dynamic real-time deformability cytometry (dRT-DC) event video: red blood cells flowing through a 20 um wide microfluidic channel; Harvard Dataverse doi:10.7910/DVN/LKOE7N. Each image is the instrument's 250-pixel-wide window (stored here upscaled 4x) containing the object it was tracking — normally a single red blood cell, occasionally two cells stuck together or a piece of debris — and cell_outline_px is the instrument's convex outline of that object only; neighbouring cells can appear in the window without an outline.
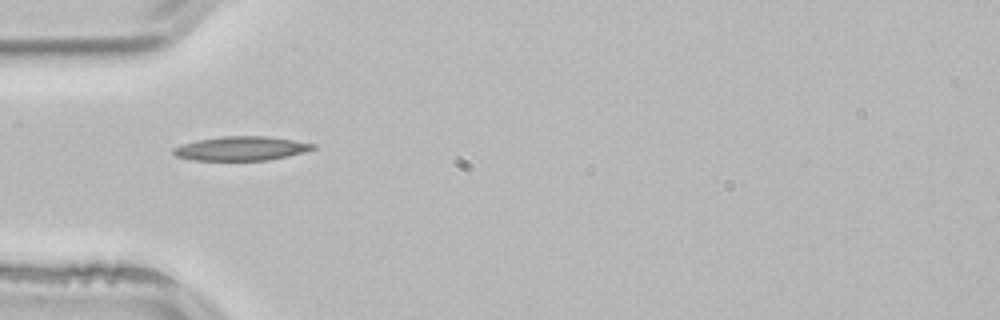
{"species": "common noctule bat (a hibernating species)", "species_latin": "Nyctalus noctula", "temperature_condition": "room temperature", "stored_images_in_passage": 1, "camera_frame_rate_fps": 3000, "um_per_image_px": 0.085, "animal": {"sex": "male", "body_mass_g": 21.5, "forearm_length_mm": 52.0}, "frame": {"image": 1, "passage_image": 1, "time_ms": 0.0, "image_size_px": [1000, 320], "cell_outline_px": [[316, 148], [304, 152], [288, 156], [268, 160], [192, 160], [176, 156], [172, 152], [172, 148], [180, 144], [196, 140], [224, 136], [268, 136], [316, 144]], "centroid_in_image_um": [20.47, 12.62], "position_along_channel_um": 64.5, "area_um2": 19.65}}